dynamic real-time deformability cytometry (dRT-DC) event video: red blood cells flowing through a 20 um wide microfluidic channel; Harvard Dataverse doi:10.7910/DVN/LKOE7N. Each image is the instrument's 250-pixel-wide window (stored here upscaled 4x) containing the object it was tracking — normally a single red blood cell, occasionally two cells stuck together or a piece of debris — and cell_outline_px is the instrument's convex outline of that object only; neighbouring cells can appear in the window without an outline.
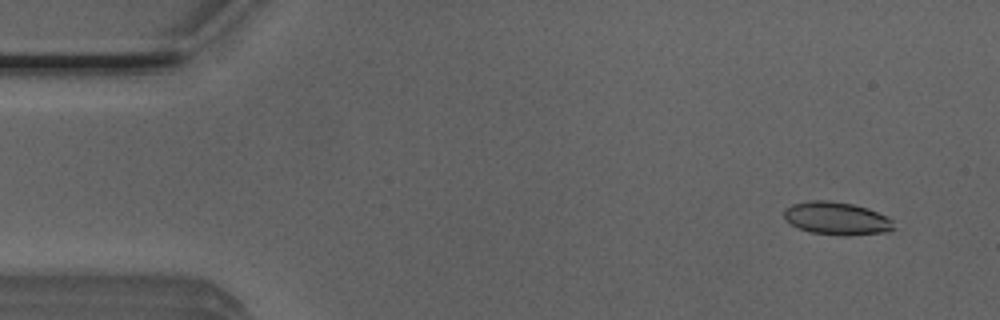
{"species": "Egyptian fruit bat (a non-hibernating species)", "species_latin": "Rousettus aegyptiacus", "temperature_condition": "room temperature", "stored_images_in_passage": 51, "camera_frame_rate_fps": 3000, "um_per_image_px": 0.085, "animal": {"sex": "male"}, "frame": {"image": 1, "passage_image": 4, "time_ms": 1.0, "image_size_px": [1000, 320], "cell_outline_px": [[896, 228], [888, 232], [848, 236], [836, 236], [808, 232], [784, 220], [784, 208], [792, 204], [812, 200], [828, 200], [852, 204], [868, 208], [888, 216], [892, 220]], "centroid_in_image_um": [71.14, 18.58], "position_along_channel_um": 13.9, "area_um2": 21.44}}
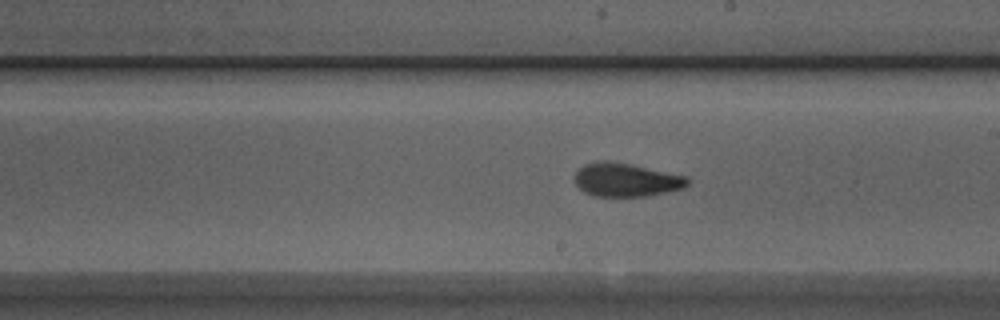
{"frame": {"image": 2, "passage_image": 29, "time_ms": 9.333, "image_size_px": [1000, 320], "cell_outline_px": [[688, 184], [684, 188], [668, 192], [648, 196], [592, 196], [584, 192], [572, 180], [576, 172], [584, 164], [596, 160], [604, 160], [628, 164], [688, 176]], "centroid_in_image_um": [53.19, 15.29], "position_along_channel_um": 235.8, "area_um2": 22.14}}
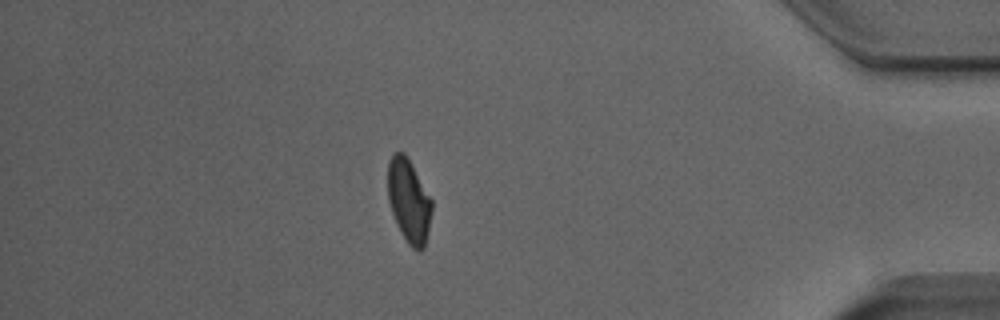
{"frame": {"image": 3, "passage_image": 45, "time_ms": 14.667, "image_size_px": [1000, 320], "cell_outline_px": [[432, 208], [424, 248], [420, 252], [412, 248], [408, 244], [396, 224], [388, 200], [388, 160], [396, 152], [404, 152], [408, 156], [432, 200]], "centroid_in_image_um": [34.74, 17.05], "position_along_channel_um": 400.5, "area_um2": 21.39}, "authors_computed_cell_mechanics": {"area_um2": 21.6172, "velocity_mm_per_s": 3.9348, "shape_relaxation_time_tau1_ms": 6.3279, "shape_relaxation_time_tau2_ms": 1.704, "deformation_change_tau1": 0.1759, "deformation_change_tau2": 0.0786}}